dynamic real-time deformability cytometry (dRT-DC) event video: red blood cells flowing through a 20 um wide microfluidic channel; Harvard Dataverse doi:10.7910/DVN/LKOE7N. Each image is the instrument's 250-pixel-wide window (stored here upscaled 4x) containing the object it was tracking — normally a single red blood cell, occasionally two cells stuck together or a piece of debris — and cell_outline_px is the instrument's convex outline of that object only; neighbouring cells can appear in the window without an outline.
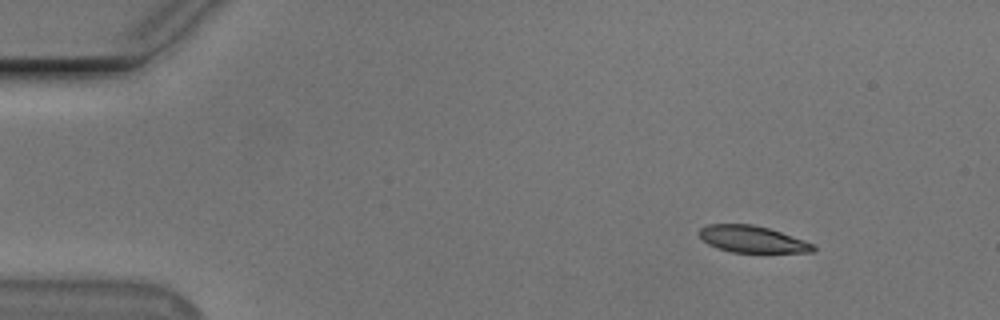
{"species": "Egyptian fruit bat (a non-hibernating species)", "species_latin": "Rousettus aegyptiacus", "temperature_condition": "cold", "stored_images_in_passage": 54, "camera_frame_rate_fps": 3000, "um_per_image_px": 0.085, "animal": {"sex": "male"}, "frame": {"image": 1, "passage_image": 6, "time_ms": 1.667, "image_size_px": [1000, 320], "cell_outline_px": [[816, 248], [812, 252], [732, 252], [716, 248], [708, 244], [696, 232], [700, 228], [708, 224], [752, 224], [768, 228], [816, 244]], "centroid_in_image_um": [63.92, 20.33], "position_along_channel_um": 21.1, "area_um2": 17.74}}
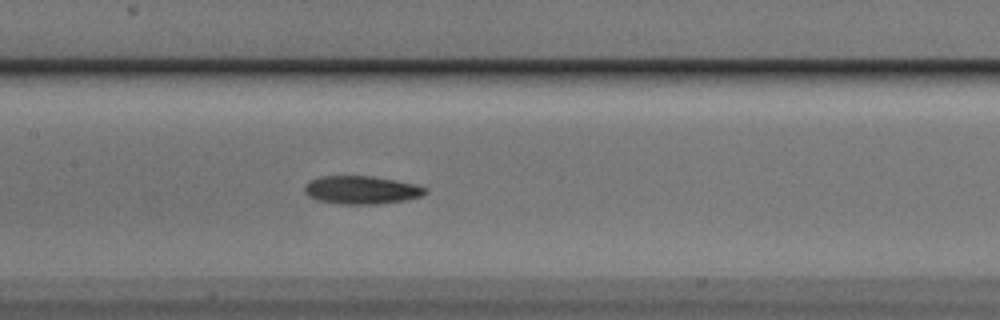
{"frame": {"image": 2, "passage_image": 26, "time_ms": 8.333, "image_size_px": [1000, 320], "cell_outline_px": [[428, 192], [420, 196], [408, 200], [380, 204], [340, 204], [316, 200], [308, 196], [304, 192], [304, 188], [308, 180], [320, 176], [372, 176], [416, 184], [428, 188]], "centroid_in_image_um": [30.72, 16.15], "position_along_channel_um": 176.7, "area_um2": 20.06}}
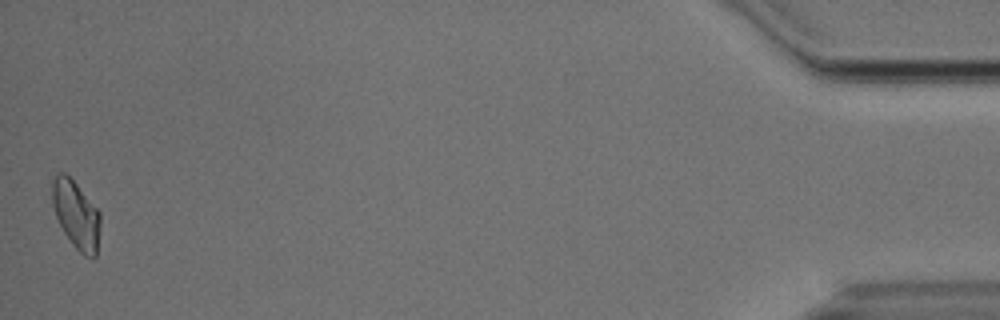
{"frame": {"image": 3, "passage_image": 54, "time_ms": 17.667, "image_size_px": [1000, 320], "cell_outline_px": [[100, 224], [96, 256], [92, 260], [84, 256], [72, 244], [64, 232], [56, 216], [52, 204], [52, 180], [60, 172], [64, 172], [76, 184], [100, 212]], "centroid_in_image_um": [6.48, 18.28], "position_along_channel_um": 428.7, "area_um2": 18.84}, "authors_computed_cell_mechanics": {"area_um2": 19.1318, "velocity_mm_per_s": 3.6992, "shape_relaxation_time_tau1_ms": 5.557, "shape_relaxation_time_tau2_ms": null, "deformation_change_tau1": 0.1365, "deformation_change_tau2": null}}